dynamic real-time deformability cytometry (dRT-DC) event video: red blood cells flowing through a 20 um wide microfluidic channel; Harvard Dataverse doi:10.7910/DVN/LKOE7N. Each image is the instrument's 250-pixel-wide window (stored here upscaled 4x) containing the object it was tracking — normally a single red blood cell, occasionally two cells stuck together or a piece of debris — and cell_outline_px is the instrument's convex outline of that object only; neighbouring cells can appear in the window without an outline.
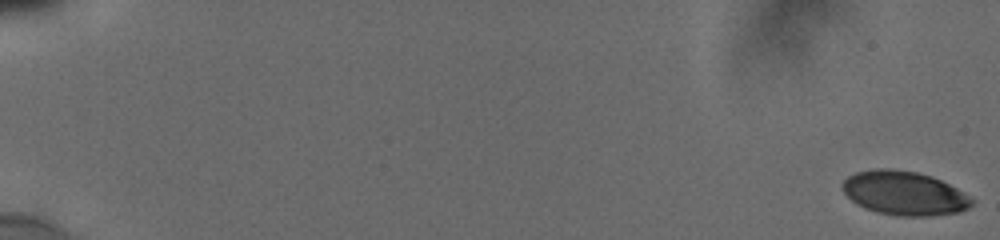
{"species": "human", "species_latin": "Homo sapiens", "temperature_condition": "cold", "stored_images_in_passage": 35, "camera_frame_rate_fps": 3000, "um_per_image_px": 0.085, "donor": {"sex": "male"}, "frame": {"image": 1, "passage_image": 1, "time_ms": 0.0, "image_size_px": [1000, 240], "cell_outline_px": [[976, 200], [968, 208], [960, 212], [932, 216], [896, 216], [876, 212], [864, 208], [856, 204], [844, 192], [840, 184], [848, 176], [856, 172], [876, 168], [892, 168], [916, 172], [932, 176], [964, 192]], "centroid_in_image_um": [76.86, 16.42], "position_along_channel_um": 8.1, "area_um2": 33.47}}
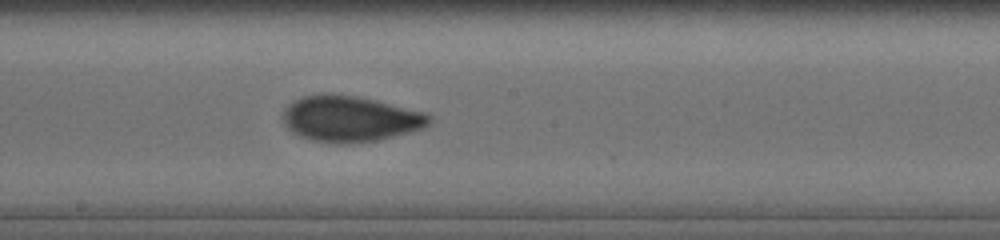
{"frame": {"image": 2, "passage_image": 22, "time_ms": 11.0, "image_size_px": [1000, 240], "cell_outline_px": [[432, 120], [424, 128], [376, 140], [348, 144], [336, 144], [312, 140], [300, 136], [292, 132], [284, 124], [284, 108], [288, 104], [304, 96], [356, 96], [376, 100], [424, 112], [432, 116]], "centroid_in_image_um": [29.78, 10.13], "position_along_channel_um": 218.4, "area_um2": 38.38}}
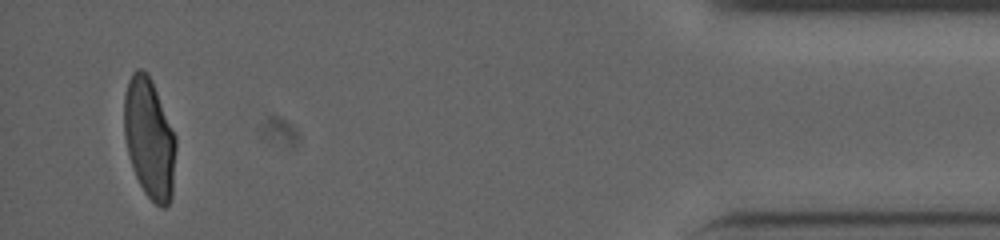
{"frame": {"image": 3, "passage_image": 35, "time_ms": 18.0, "image_size_px": [1000, 240], "cell_outline_px": [[176, 148], [172, 196], [168, 204], [164, 208], [160, 208], [144, 192], [132, 168], [124, 136], [124, 92], [128, 80], [132, 72], [136, 68], [140, 68], [148, 72], [152, 80], [176, 136]], "centroid_in_image_um": [12.69, 11.73], "position_along_channel_um": 422.5, "area_um2": 36.59}, "authors_computed_cell_mechanics": {"area_um2": 36.703, "velocity_mm_per_s": 3.8329, "shape_relaxation_time_tau1_ms": 10.4234, "shape_relaxation_time_tau2_ms": 0.703, "deformation_change_tau1": 0.2502, "deformation_change_tau2": 0.0505}}